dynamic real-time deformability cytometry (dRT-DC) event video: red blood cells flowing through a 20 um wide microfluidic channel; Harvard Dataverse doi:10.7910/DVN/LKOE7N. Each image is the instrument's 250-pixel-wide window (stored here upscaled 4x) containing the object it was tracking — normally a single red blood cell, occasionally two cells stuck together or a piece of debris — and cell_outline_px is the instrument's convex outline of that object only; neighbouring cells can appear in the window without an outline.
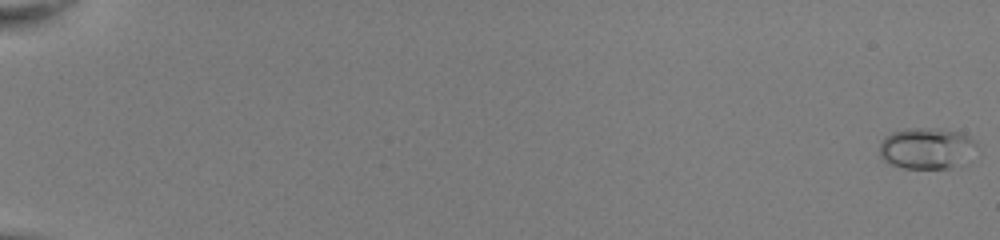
{"species": "common noctule bat (a hibernating species)", "species_latin": "Nyctalus noctula", "temperature_condition": "room temperature", "stored_images_in_passage": 53, "camera_frame_rate_fps": 3000, "um_per_image_px": 0.085, "animal": {"sex": "female", "body_mass_g": 22.0, "forearm_length_mm": 56.7}, "frame": {"image": 1, "passage_image": 1, "time_ms": 0.0, "image_size_px": [1000, 240], "cell_outline_px": [[976, 144], [948, 168], [904, 168], [892, 164], [884, 160], [880, 156], [880, 144], [892, 132], [908, 128], [920, 128], [960, 132], [976, 140]], "centroid_in_image_um": [78.63, 12.58], "position_along_channel_um": 6.4, "area_um2": 21.91}}
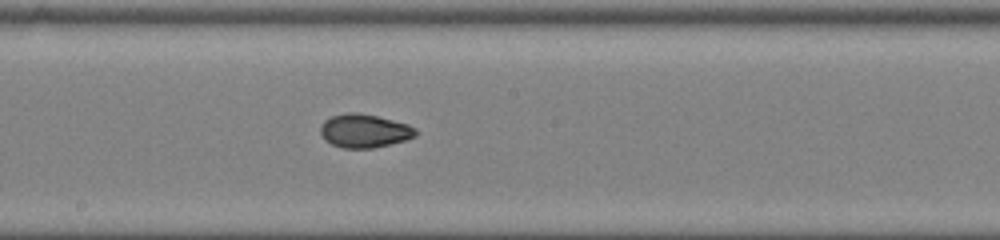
{"frame": {"image": 2, "passage_image": 32, "time_ms": 10.333, "image_size_px": [1000, 240], "cell_outline_px": [[416, 136], [404, 140], [372, 148], [340, 148], [324, 140], [320, 132], [320, 124], [324, 120], [332, 116], [348, 112], [356, 112], [376, 116], [408, 124], [416, 128]], "centroid_in_image_um": [30.93, 11.12], "position_along_channel_um": 217.3, "area_um2": 18.55}}
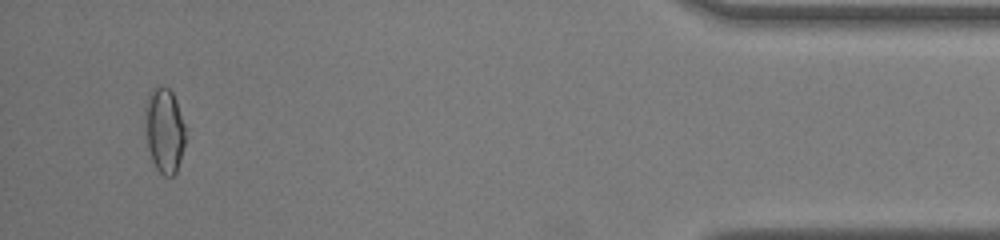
{"frame": {"image": 3, "passage_image": 51, "time_ms": 16.667, "image_size_px": [1000, 240], "cell_outline_px": [[184, 144], [180, 160], [176, 172], [172, 176], [164, 176], [156, 168], [152, 160], [148, 148], [144, 120], [144, 108], [148, 92], [156, 88], [168, 88], [172, 92], [176, 100], [184, 124]], "centroid_in_image_um": [13.94, 11.08], "position_along_channel_um": 421.3, "area_um2": 19.83}, "authors_computed_cell_mechanics": {"area_um2": 18.496, "velocity_mm_per_s": 4.0788, "shape_relaxation_time_tau1_ms": 7.4858, "shape_relaxation_time_tau2_ms": 1.0267, "deformation_change_tau1": 0.2126, "deformation_change_tau2": 0.0457}}